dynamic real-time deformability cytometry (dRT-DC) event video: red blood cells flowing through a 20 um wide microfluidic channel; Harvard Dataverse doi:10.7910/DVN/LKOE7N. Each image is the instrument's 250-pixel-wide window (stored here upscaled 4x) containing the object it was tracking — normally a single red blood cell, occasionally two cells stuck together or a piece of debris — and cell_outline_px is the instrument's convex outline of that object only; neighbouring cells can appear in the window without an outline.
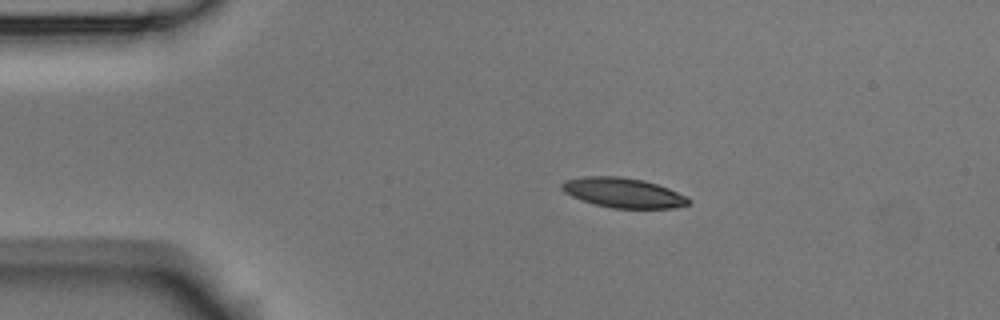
{"species": "Egyptian fruit bat (a non-hibernating species)", "species_latin": "Rousettus aegyptiacus", "temperature_condition": "room temperature", "stored_images_in_passage": 5, "camera_frame_rate_fps": 3000, "um_per_image_px": 0.085, "animal": {"sex": "male"}, "frame": {"image": 1, "passage_image": 3, "time_ms": 3.333, "image_size_px": [1000, 320], "cell_outline_px": [[692, 200], [688, 204], [672, 208], [612, 208], [596, 204], [572, 196], [564, 192], [560, 188], [560, 184], [564, 180], [584, 176], [620, 176], [644, 180], [668, 188], [688, 196]], "centroid_in_image_um": [52.98, 16.37], "position_along_channel_um": 32.0, "area_um2": 22.02}}
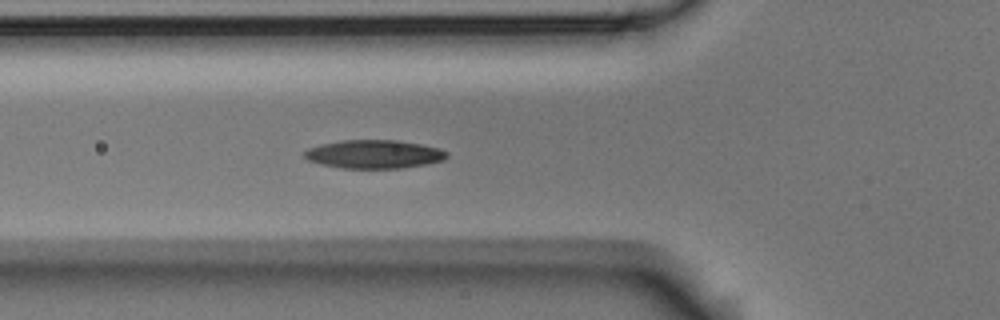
{"frame": {"image": 2, "passage_image": 5, "time_ms": 6.333, "image_size_px": [1000, 320], "cell_outline_px": [[448, 156], [444, 160], [428, 164], [400, 168], [340, 168], [320, 164], [308, 160], [304, 156], [304, 152], [308, 148], [320, 144], [340, 140], [396, 140], [420, 144], [440, 148], [448, 152]], "centroid_in_image_um": [31.8, 13.1], "position_along_channel_um": 94.0, "area_um2": 23.76}}